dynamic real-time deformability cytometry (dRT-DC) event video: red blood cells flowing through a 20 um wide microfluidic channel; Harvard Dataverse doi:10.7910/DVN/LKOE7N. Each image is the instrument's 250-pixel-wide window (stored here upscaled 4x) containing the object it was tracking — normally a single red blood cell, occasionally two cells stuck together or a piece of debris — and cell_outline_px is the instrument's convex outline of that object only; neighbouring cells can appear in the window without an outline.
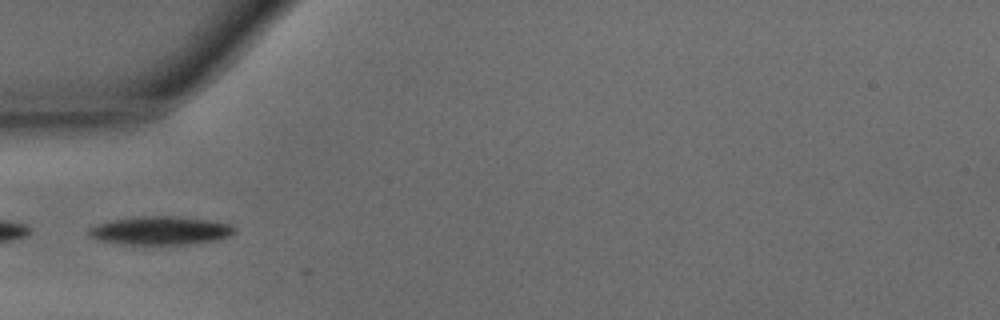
{"species": "common noctule bat (a hibernating species)", "species_latin": "Nyctalus noctula", "temperature_condition": "warm", "stored_images_in_passage": 3, "camera_frame_rate_fps": 3000, "um_per_image_px": 0.085, "animal": {"sex": "male", "body_mass_g": 15.6}, "frame": {"image": 1, "passage_image": 1, "time_ms": 0.0, "image_size_px": [1000, 320], "cell_outline_px": [[236, 232], [228, 236], [216, 240], [188, 244], [116, 244], [100, 240], [88, 236], [88, 228], [96, 224], [112, 220], [136, 216], [176, 216], [208, 220], [228, 224], [236, 228]], "centroid_in_image_um": [13.59, 19.6], "position_along_channel_um": 71.4, "area_um2": 24.16}}